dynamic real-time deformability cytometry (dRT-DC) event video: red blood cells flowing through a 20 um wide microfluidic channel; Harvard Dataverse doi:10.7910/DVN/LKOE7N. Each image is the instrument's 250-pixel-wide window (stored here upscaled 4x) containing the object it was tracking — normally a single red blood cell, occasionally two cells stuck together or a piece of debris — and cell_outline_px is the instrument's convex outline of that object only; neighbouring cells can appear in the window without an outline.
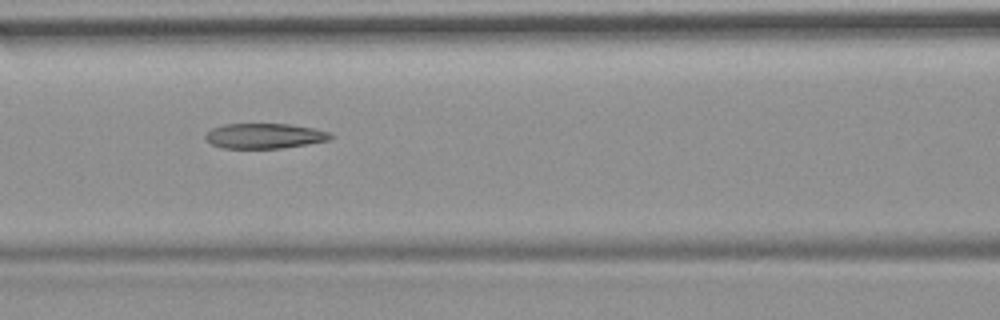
{"species": "common noctule bat (a hibernating species)", "species_latin": "Nyctalus noctula", "temperature_condition": "room temperature", "stored_images_in_passage": 6, "camera_frame_rate_fps": 3000, "um_per_image_px": 0.085, "animal": {"sex": "female", "body_mass_g": 19.9}, "frame": {"image": 1, "passage_image": 3, "time_ms": 2.333, "image_size_px": [1000, 320], "cell_outline_px": [[332, 140], [284, 148], [224, 148], [212, 144], [204, 136], [212, 128], [224, 124], [288, 124], [316, 128], [328, 132], [332, 136]], "centroid_in_image_um": [22.53, 11.55], "position_along_channel_um": 144.1, "area_um2": 18.32}}
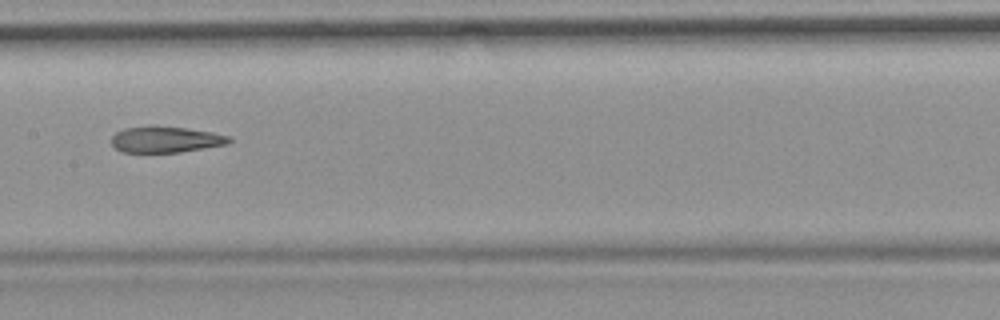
{"frame": {"image": 2, "passage_image": 4, "time_ms": 3.667, "image_size_px": [1000, 320], "cell_outline_px": [[232, 140], [228, 144], [180, 152], [120, 152], [112, 144], [112, 136], [116, 132], [124, 128], [152, 124], [156, 124], [188, 128], [212, 132], [228, 136]], "centroid_in_image_um": [14.06, 11.83], "position_along_channel_um": 193.3, "area_um2": 18.26}}